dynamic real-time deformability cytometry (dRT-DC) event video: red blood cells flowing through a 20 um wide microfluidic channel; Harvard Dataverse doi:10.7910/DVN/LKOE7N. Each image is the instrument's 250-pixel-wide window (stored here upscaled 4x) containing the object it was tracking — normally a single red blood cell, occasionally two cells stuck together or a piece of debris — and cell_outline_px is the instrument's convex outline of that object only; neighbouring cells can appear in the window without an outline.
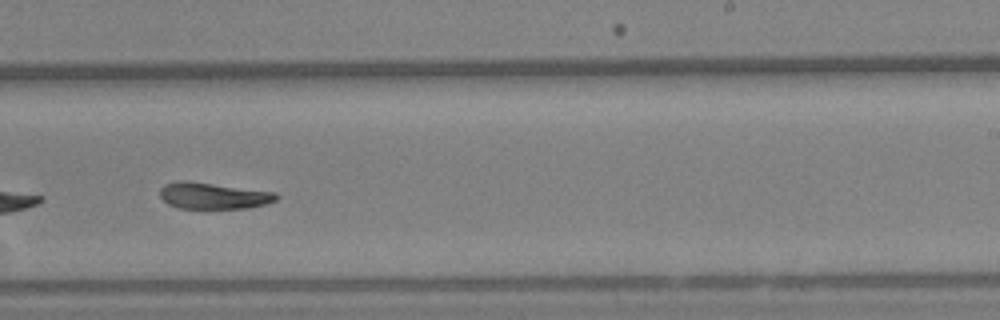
{"species": "Egyptian fruit bat (a non-hibernating species)", "species_latin": "Rousettus aegyptiacus", "temperature_condition": "warm", "stored_images_in_passage": 42, "camera_frame_rate_fps": 3000, "um_per_image_px": 0.085, "animal": {"sex": "female"}, "frame": {"image": 1, "passage_image": 19, "time_ms": 6.0, "image_size_px": [1000, 320], "cell_outline_px": [[280, 196], [276, 200], [264, 204], [248, 208], [180, 208], [168, 204], [160, 196], [160, 188], [164, 184], [180, 180], [184, 180], [276, 192]], "centroid_in_image_um": [18.13, 16.63], "position_along_channel_um": 270.9, "area_um2": 17.8}}
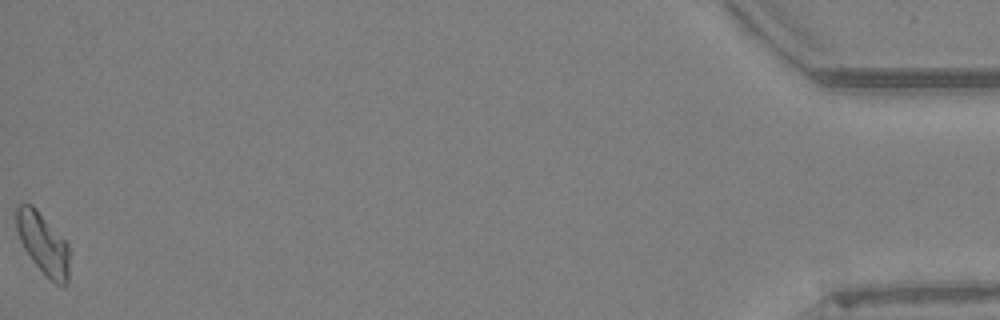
{"frame": {"image": 2, "passage_image": 42, "time_ms": 13.667, "image_size_px": [1000, 320], "cell_outline_px": [[68, 284], [64, 288], [56, 284], [32, 260], [24, 248], [20, 240], [16, 228], [16, 208], [20, 204], [32, 204], [36, 208], [68, 244]], "centroid_in_image_um": [3.66, 20.71], "position_along_channel_um": 431.5, "area_um2": 18.61}, "authors_computed_cell_mechanics": {"area_um2": 18.4382, "velocity_mm_per_s": 3.3709, "shape_relaxation_time_tau1_ms": 7.1751, "shape_relaxation_time_tau2_ms": 5.626, "deformation_change_tau1": 0.1905, "deformation_change_tau2": 0.1025}}